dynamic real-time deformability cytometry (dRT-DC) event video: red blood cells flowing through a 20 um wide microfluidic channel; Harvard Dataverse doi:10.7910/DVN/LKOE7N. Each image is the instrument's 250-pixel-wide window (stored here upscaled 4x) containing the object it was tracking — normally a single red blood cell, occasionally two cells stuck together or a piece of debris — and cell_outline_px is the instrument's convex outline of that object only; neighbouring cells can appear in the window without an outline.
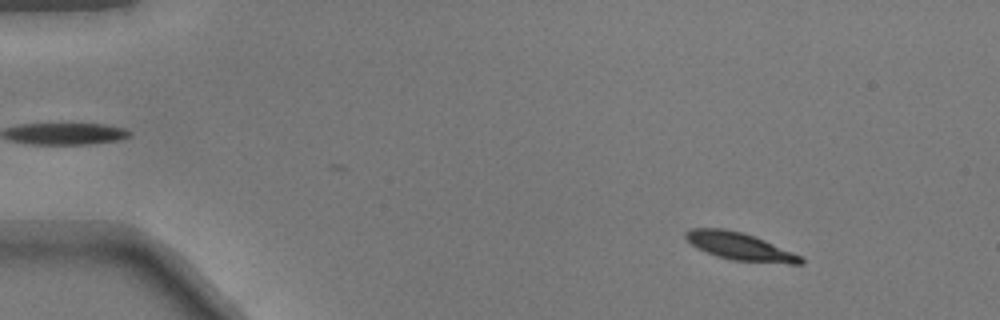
{"species": "common noctule bat (a hibernating species)", "species_latin": "Nyctalus noctula", "temperature_condition": "warm", "stored_images_in_passage": 19, "camera_frame_rate_fps": 3000, "um_per_image_px": 0.085, "animal": {"sex": "male", "body_mass_g": 17.9}, "frame": {"image": 1, "passage_image": 7, "time_ms": 2.0, "image_size_px": [1000, 320], "cell_outline_px": [[804, 264], [788, 264], [732, 260], [716, 256], [696, 248], [684, 236], [684, 232], [692, 228], [724, 228], [740, 232], [764, 240], [804, 256]], "centroid_in_image_um": [62.92, 20.96], "position_along_channel_um": 22.1, "area_um2": 18.55}}
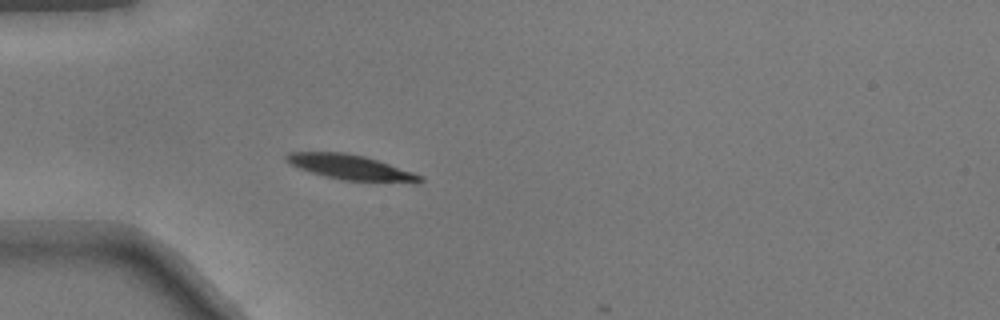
{"frame": {"image": 2, "passage_image": 16, "time_ms": 5.0, "image_size_px": [1000, 320], "cell_outline_px": [[424, 180], [416, 184], [340, 180], [324, 176], [288, 164], [284, 160], [284, 156], [288, 152], [344, 152], [364, 156], [424, 176]], "centroid_in_image_um": [29.83, 14.24], "position_along_channel_um": 55.2, "area_um2": 19.77}}